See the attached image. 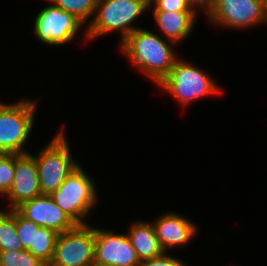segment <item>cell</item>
Returning a JSON list of instances; mask_svg holds the SVG:
<instances>
[{"mask_svg":"<svg viewBox=\"0 0 267 266\" xmlns=\"http://www.w3.org/2000/svg\"><path fill=\"white\" fill-rule=\"evenodd\" d=\"M175 61L168 75L158 84L182 105L221 93L211 76L183 59Z\"/></svg>","mask_w":267,"mask_h":266,"instance_id":"277c9868","label":"cell"},{"mask_svg":"<svg viewBox=\"0 0 267 266\" xmlns=\"http://www.w3.org/2000/svg\"><path fill=\"white\" fill-rule=\"evenodd\" d=\"M51 4L56 5L71 13L83 24L95 14L98 0H47Z\"/></svg>","mask_w":267,"mask_h":266,"instance_id":"ac0fdd59","label":"cell"},{"mask_svg":"<svg viewBox=\"0 0 267 266\" xmlns=\"http://www.w3.org/2000/svg\"><path fill=\"white\" fill-rule=\"evenodd\" d=\"M127 234L95 228L94 266H139Z\"/></svg>","mask_w":267,"mask_h":266,"instance_id":"30bf717a","label":"cell"},{"mask_svg":"<svg viewBox=\"0 0 267 266\" xmlns=\"http://www.w3.org/2000/svg\"><path fill=\"white\" fill-rule=\"evenodd\" d=\"M40 227L41 226L27 220L16 211V231L23 249L28 250L30 247H34L35 228Z\"/></svg>","mask_w":267,"mask_h":266,"instance_id":"44dd1931","label":"cell"},{"mask_svg":"<svg viewBox=\"0 0 267 266\" xmlns=\"http://www.w3.org/2000/svg\"><path fill=\"white\" fill-rule=\"evenodd\" d=\"M15 210L37 225L62 234L77 224L54 202L50 195H41L24 201Z\"/></svg>","mask_w":267,"mask_h":266,"instance_id":"8fae6325","label":"cell"},{"mask_svg":"<svg viewBox=\"0 0 267 266\" xmlns=\"http://www.w3.org/2000/svg\"><path fill=\"white\" fill-rule=\"evenodd\" d=\"M152 6L153 11H193L186 0H149V8Z\"/></svg>","mask_w":267,"mask_h":266,"instance_id":"7402d4cb","label":"cell"},{"mask_svg":"<svg viewBox=\"0 0 267 266\" xmlns=\"http://www.w3.org/2000/svg\"><path fill=\"white\" fill-rule=\"evenodd\" d=\"M37 101L23 99L0 107V153L26 154L24 146L34 126Z\"/></svg>","mask_w":267,"mask_h":266,"instance_id":"8992f818","label":"cell"},{"mask_svg":"<svg viewBox=\"0 0 267 266\" xmlns=\"http://www.w3.org/2000/svg\"><path fill=\"white\" fill-rule=\"evenodd\" d=\"M0 210V251L21 250L22 243L16 231V210Z\"/></svg>","mask_w":267,"mask_h":266,"instance_id":"e0dca14e","label":"cell"},{"mask_svg":"<svg viewBox=\"0 0 267 266\" xmlns=\"http://www.w3.org/2000/svg\"><path fill=\"white\" fill-rule=\"evenodd\" d=\"M139 266H188V265H186L184 261L164 253L160 257L141 261Z\"/></svg>","mask_w":267,"mask_h":266,"instance_id":"603a6c76","label":"cell"},{"mask_svg":"<svg viewBox=\"0 0 267 266\" xmlns=\"http://www.w3.org/2000/svg\"><path fill=\"white\" fill-rule=\"evenodd\" d=\"M95 228L76 225L59 234L48 266H94Z\"/></svg>","mask_w":267,"mask_h":266,"instance_id":"52a82bcc","label":"cell"},{"mask_svg":"<svg viewBox=\"0 0 267 266\" xmlns=\"http://www.w3.org/2000/svg\"><path fill=\"white\" fill-rule=\"evenodd\" d=\"M15 172V154L0 153V195L5 196L12 184Z\"/></svg>","mask_w":267,"mask_h":266,"instance_id":"ffe728a7","label":"cell"},{"mask_svg":"<svg viewBox=\"0 0 267 266\" xmlns=\"http://www.w3.org/2000/svg\"><path fill=\"white\" fill-rule=\"evenodd\" d=\"M168 42L150 30L138 28L120 43V49L134 67L158 85L178 59L170 45L174 42Z\"/></svg>","mask_w":267,"mask_h":266,"instance_id":"6da1fadb","label":"cell"},{"mask_svg":"<svg viewBox=\"0 0 267 266\" xmlns=\"http://www.w3.org/2000/svg\"><path fill=\"white\" fill-rule=\"evenodd\" d=\"M152 224L165 253L168 252L166 250L189 244L197 233L195 223L173 211L159 216Z\"/></svg>","mask_w":267,"mask_h":266,"instance_id":"4fadbf2b","label":"cell"},{"mask_svg":"<svg viewBox=\"0 0 267 266\" xmlns=\"http://www.w3.org/2000/svg\"><path fill=\"white\" fill-rule=\"evenodd\" d=\"M33 23L37 39L50 46H61L73 41L81 26H84L71 13L53 4L42 8Z\"/></svg>","mask_w":267,"mask_h":266,"instance_id":"9c48e42d","label":"cell"},{"mask_svg":"<svg viewBox=\"0 0 267 266\" xmlns=\"http://www.w3.org/2000/svg\"><path fill=\"white\" fill-rule=\"evenodd\" d=\"M58 236L52 229L35 228L34 247H30L28 251L48 266L53 259Z\"/></svg>","mask_w":267,"mask_h":266,"instance_id":"2e32d148","label":"cell"},{"mask_svg":"<svg viewBox=\"0 0 267 266\" xmlns=\"http://www.w3.org/2000/svg\"><path fill=\"white\" fill-rule=\"evenodd\" d=\"M0 266H46L28 250L0 251Z\"/></svg>","mask_w":267,"mask_h":266,"instance_id":"d6986e66","label":"cell"},{"mask_svg":"<svg viewBox=\"0 0 267 266\" xmlns=\"http://www.w3.org/2000/svg\"><path fill=\"white\" fill-rule=\"evenodd\" d=\"M153 17L166 40L178 43L187 38L195 25L194 11H153Z\"/></svg>","mask_w":267,"mask_h":266,"instance_id":"5bb4252c","label":"cell"},{"mask_svg":"<svg viewBox=\"0 0 267 266\" xmlns=\"http://www.w3.org/2000/svg\"><path fill=\"white\" fill-rule=\"evenodd\" d=\"M37 164L31 153L15 154V172L13 184L4 198L8 207L15 209L21 203L41 196Z\"/></svg>","mask_w":267,"mask_h":266,"instance_id":"7c38bea8","label":"cell"},{"mask_svg":"<svg viewBox=\"0 0 267 266\" xmlns=\"http://www.w3.org/2000/svg\"><path fill=\"white\" fill-rule=\"evenodd\" d=\"M34 155L42 195H51L79 163L73 160L63 129Z\"/></svg>","mask_w":267,"mask_h":266,"instance_id":"5b68a950","label":"cell"},{"mask_svg":"<svg viewBox=\"0 0 267 266\" xmlns=\"http://www.w3.org/2000/svg\"><path fill=\"white\" fill-rule=\"evenodd\" d=\"M96 189L94 180L79 164L50 196L77 225H85L84 219L97 202Z\"/></svg>","mask_w":267,"mask_h":266,"instance_id":"3957f363","label":"cell"},{"mask_svg":"<svg viewBox=\"0 0 267 266\" xmlns=\"http://www.w3.org/2000/svg\"><path fill=\"white\" fill-rule=\"evenodd\" d=\"M128 229L127 235L140 262L160 257L165 253L156 236L152 222L134 221Z\"/></svg>","mask_w":267,"mask_h":266,"instance_id":"9a60e30c","label":"cell"},{"mask_svg":"<svg viewBox=\"0 0 267 266\" xmlns=\"http://www.w3.org/2000/svg\"><path fill=\"white\" fill-rule=\"evenodd\" d=\"M208 21L215 26L242 29L267 22L265 0H215Z\"/></svg>","mask_w":267,"mask_h":266,"instance_id":"ba28073f","label":"cell"},{"mask_svg":"<svg viewBox=\"0 0 267 266\" xmlns=\"http://www.w3.org/2000/svg\"><path fill=\"white\" fill-rule=\"evenodd\" d=\"M186 3L195 13L197 12L198 14V9L201 8L206 12V15L208 16L213 9L215 0H186Z\"/></svg>","mask_w":267,"mask_h":266,"instance_id":"cb8c5ba5","label":"cell"},{"mask_svg":"<svg viewBox=\"0 0 267 266\" xmlns=\"http://www.w3.org/2000/svg\"><path fill=\"white\" fill-rule=\"evenodd\" d=\"M149 8V0H98L92 20L85 30L86 40L118 31L122 42L137 30L132 23Z\"/></svg>","mask_w":267,"mask_h":266,"instance_id":"7a4b0ae2","label":"cell"}]
</instances>
